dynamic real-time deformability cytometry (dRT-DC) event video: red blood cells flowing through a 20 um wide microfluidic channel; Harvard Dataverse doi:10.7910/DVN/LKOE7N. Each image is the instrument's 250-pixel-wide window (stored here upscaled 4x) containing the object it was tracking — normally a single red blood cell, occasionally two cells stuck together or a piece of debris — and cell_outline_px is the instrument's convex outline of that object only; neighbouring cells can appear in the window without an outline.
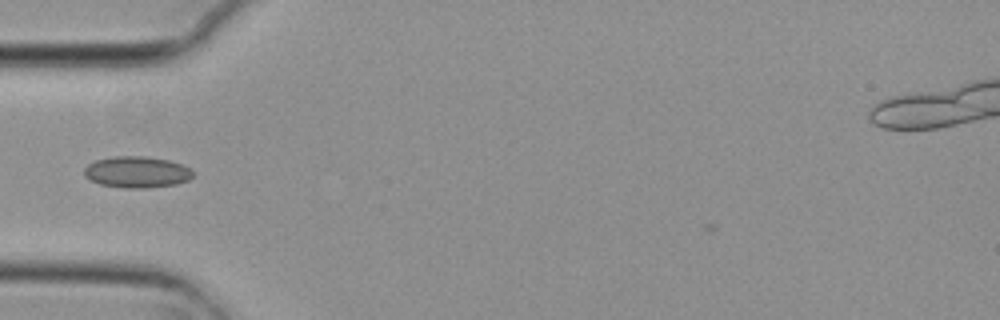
{"species": "common noctule bat (a hibernating species)", "species_latin": "Nyctalus noctula", "temperature_condition": "cold", "stored_images_in_passage": 2, "camera_frame_rate_fps": 3000, "um_per_image_px": 0.085, "animal": {"sex": "female", "body_mass_g": 29.2, "forearm_length_mm": 56.3}, "frame": {"image": 1, "passage_image": 2, "time_ms": 0.333, "image_size_px": [1000, 320], "cell_outline_px": [[196, 172], [188, 180], [176, 184], [144, 188], [124, 188], [100, 184], [88, 180], [84, 176], [84, 168], [88, 164], [96, 160], [112, 156], [144, 156], [168, 160], [184, 164]], "centroid_in_image_um": [11.63, 14.62], "position_along_channel_um": 73.4, "area_um2": 20.11}}